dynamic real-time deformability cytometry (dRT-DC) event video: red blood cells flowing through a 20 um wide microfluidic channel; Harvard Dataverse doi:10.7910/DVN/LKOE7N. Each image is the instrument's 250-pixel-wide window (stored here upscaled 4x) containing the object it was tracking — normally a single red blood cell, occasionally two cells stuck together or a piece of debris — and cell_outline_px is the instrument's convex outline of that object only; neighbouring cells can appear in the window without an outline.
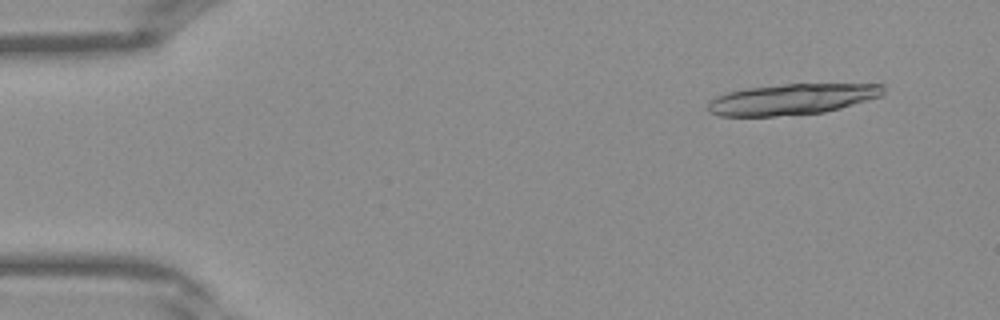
{"species": "Egyptian fruit bat (a non-hibernating species)", "species_latin": "Rousettus aegyptiacus", "temperature_condition": "warm", "stored_images_in_passage": 25, "camera_frame_rate_fps": 3000, "um_per_image_px": 0.085, "frame": {"image": 1, "passage_image": 4, "time_ms": 1.0, "image_size_px": [1000, 320], "cell_outline_px": [[884, 96], [840, 108], [824, 112], [776, 116], [720, 116], [708, 112], [708, 100], [716, 96], [728, 92], [744, 88], [784, 84], [884, 84]], "centroid_in_image_um": [67.31, 8.43], "position_along_channel_um": 17.7, "area_um2": 31.73}}
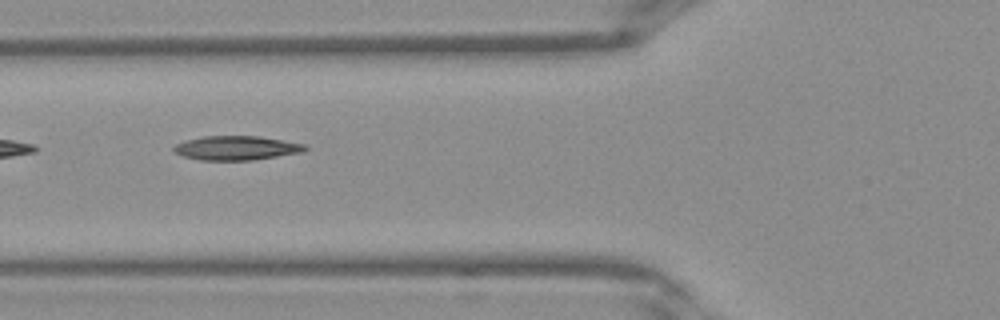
{"frame": {"image": 2, "passage_image": 16, "time_ms": 5.0, "image_size_px": [1000, 320], "cell_outline_px": [[308, 148], [304, 152], [252, 160], [200, 160], [184, 156], [176, 152], [172, 148], [176, 144], [184, 140], [204, 136], [260, 136], [304, 144]], "centroid_in_image_um": [20.1, 12.57], "position_along_channel_um": 105.7, "area_um2": 18.44}}
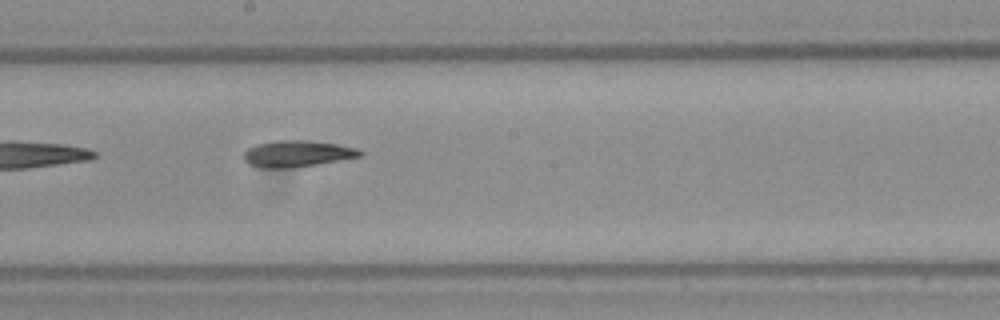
{"frame": {"image": 3, "passage_image": 23, "time_ms": 7.333, "image_size_px": [1000, 320], "cell_outline_px": [[364, 156], [292, 168], [260, 168], [248, 164], [244, 160], [244, 152], [248, 148], [256, 144], [272, 140], [308, 140], [336, 144], [356, 148], [364, 152]], "centroid_in_image_um": [25.24, 13.06], "position_along_channel_um": 223.0, "area_um2": 18.09}}